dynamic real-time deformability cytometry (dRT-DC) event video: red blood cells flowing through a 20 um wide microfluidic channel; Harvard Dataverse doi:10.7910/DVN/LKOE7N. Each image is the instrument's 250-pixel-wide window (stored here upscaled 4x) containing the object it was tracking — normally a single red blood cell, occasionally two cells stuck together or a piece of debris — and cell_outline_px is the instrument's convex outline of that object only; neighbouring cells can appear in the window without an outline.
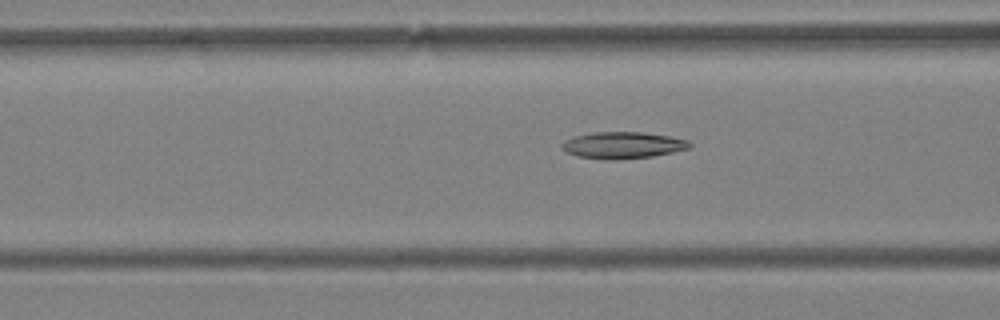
{"species": "Egyptian fruit bat (a non-hibernating species)", "species_latin": "Rousettus aegyptiacus", "temperature_condition": "warm", "stored_images_in_passage": 52, "camera_frame_rate_fps": 3000, "um_per_image_px": 0.085, "animal": {"sex": "female"}, "frame": {"image": 1, "passage_image": 18, "time_ms": 5.667, "image_size_px": [1000, 320], "cell_outline_px": [[692, 144], [688, 148], [672, 152], [652, 156], [616, 160], [612, 160], [580, 156], [568, 152], [560, 148], [560, 144], [564, 140], [576, 136], [596, 132], [644, 132], [668, 136], [688, 140]], "centroid_in_image_um": [52.93, 12.33], "position_along_channel_um": 113.7, "area_um2": 19.59}}
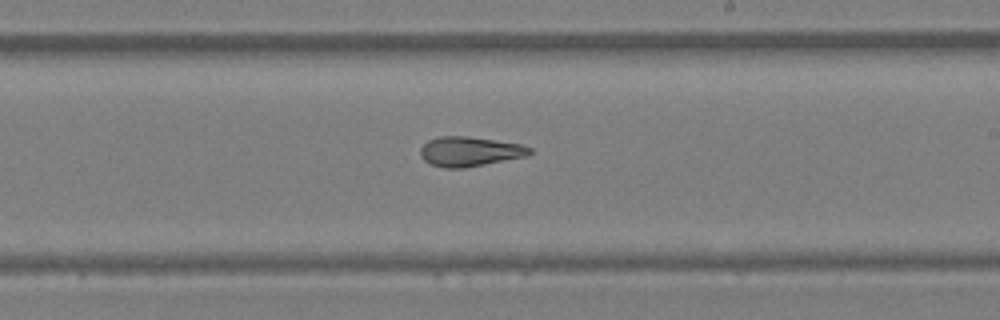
{"frame": {"image": 2, "passage_image": 30, "time_ms": 9.667, "image_size_px": [1000, 320], "cell_outline_px": [[532, 152], [528, 156], [464, 168], [444, 168], [432, 164], [424, 160], [420, 156], [420, 148], [428, 140], [440, 136], [464, 136], [520, 144], [532, 148]], "centroid_in_image_um": [39.92, 12.88], "position_along_channel_um": 249.1, "area_um2": 18.79}}
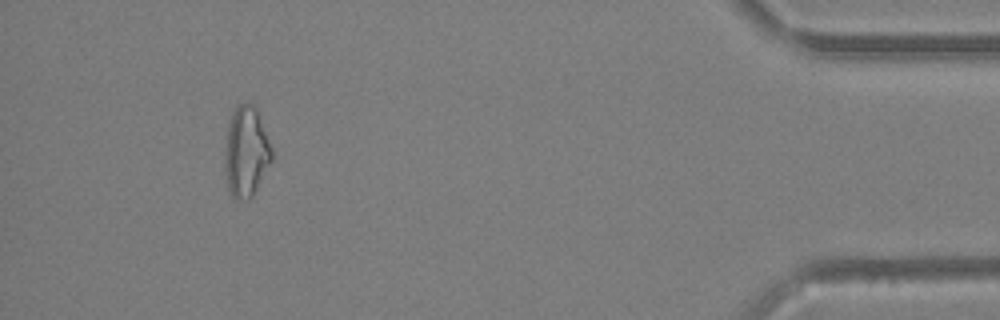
{"frame": {"image": 3, "passage_image": 50, "time_ms": 16.333, "image_size_px": [1000, 320], "cell_outline_px": [[272, 160], [252, 196], [248, 200], [232, 200], [228, 192], [224, 164], [224, 152], [228, 124], [232, 112], [240, 104], [252, 104], [256, 108], [272, 148]], "centroid_in_image_um": [20.89, 12.96], "position_along_channel_um": 414.3, "area_um2": 24.85}}